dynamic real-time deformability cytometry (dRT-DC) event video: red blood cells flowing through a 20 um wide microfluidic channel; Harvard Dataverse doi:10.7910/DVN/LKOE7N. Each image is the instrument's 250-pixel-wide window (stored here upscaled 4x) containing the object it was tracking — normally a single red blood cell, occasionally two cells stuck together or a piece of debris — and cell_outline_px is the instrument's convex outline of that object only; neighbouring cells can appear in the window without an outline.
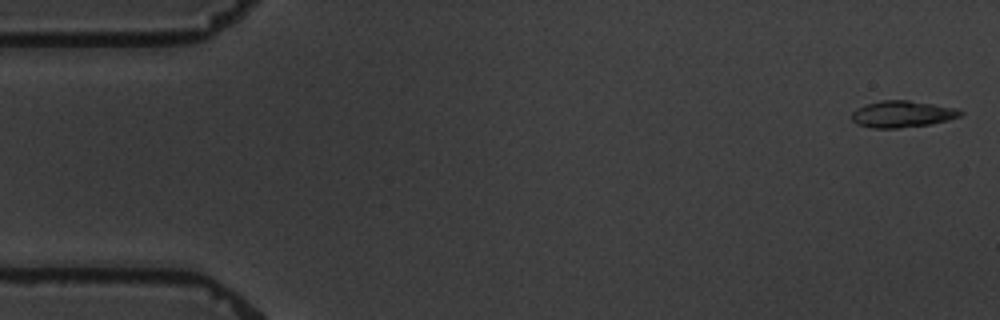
{"species": "common noctule bat (a hibernating species)", "species_latin": "Nyctalus noctula", "temperature_condition": "warm", "stored_images_in_passage": 6, "camera_frame_rate_fps": 3000, "um_per_image_px": 0.085, "animal": {"sex": "male", "body_mass_g": 19.5, "forearm_length_mm": 54.6}, "frame": {"image": 1, "passage_image": 1, "time_ms": 0.0, "image_size_px": [1000, 320], "cell_outline_px": [[964, 112], [960, 116], [948, 120], [932, 124], [900, 128], [872, 128], [856, 124], [852, 120], [852, 112], [856, 108], [880, 100], [908, 100], [956, 108]], "centroid_in_image_um": [76.68, 9.7], "position_along_channel_um": 8.3, "area_um2": 16.88}}
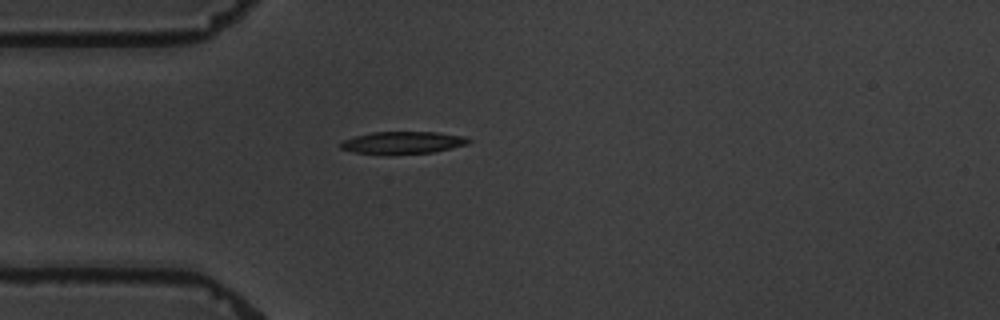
{"frame": {"image": 2, "passage_image": 5, "time_ms": 4.667, "image_size_px": [1000, 320], "cell_outline_px": [[472, 140], [468, 144], [452, 148], [432, 152], [392, 156], [352, 152], [340, 148], [340, 144], [344, 140], [356, 136], [372, 132], [436, 132], [464, 136]], "centroid_in_image_um": [34.23, 12.15], "position_along_channel_um": 50.8, "area_um2": 16.99}}